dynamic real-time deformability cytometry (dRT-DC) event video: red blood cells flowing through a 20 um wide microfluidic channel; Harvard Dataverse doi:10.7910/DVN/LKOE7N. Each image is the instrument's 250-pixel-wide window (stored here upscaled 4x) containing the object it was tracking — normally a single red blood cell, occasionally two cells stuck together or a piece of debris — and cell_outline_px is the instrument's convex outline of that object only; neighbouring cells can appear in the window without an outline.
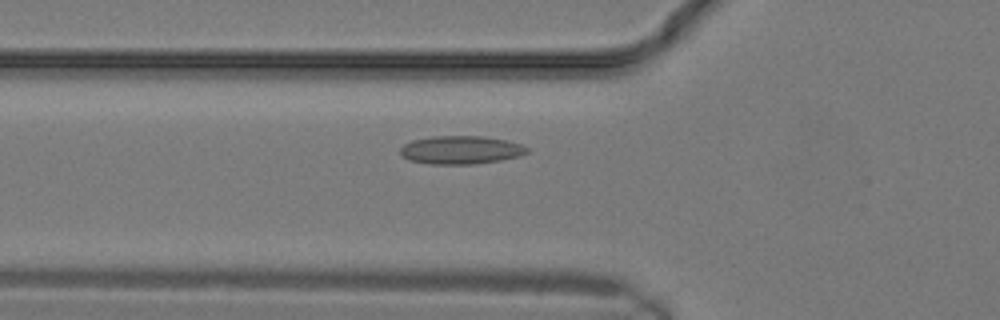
{"species": "common noctule bat (a hibernating species)", "species_latin": "Nyctalus noctula", "temperature_condition": "warm", "stored_images_in_passage": 6, "camera_frame_rate_fps": 3000, "um_per_image_px": 0.085, "animal": {"sex": "male", "body_mass_g": 19.2, "forearm_length_mm": 51.8}, "frame": {"image": 1, "passage_image": 4, "time_ms": 1.0, "image_size_px": [1000, 320], "cell_outline_px": [[528, 152], [520, 156], [500, 160], [472, 164], [428, 164], [408, 160], [400, 156], [400, 148], [404, 144], [412, 140], [432, 136], [480, 136], [504, 140], [520, 144], [528, 148]], "centroid_in_image_um": [39.11, 12.75], "position_along_channel_um": 86.7, "area_um2": 20.87}}
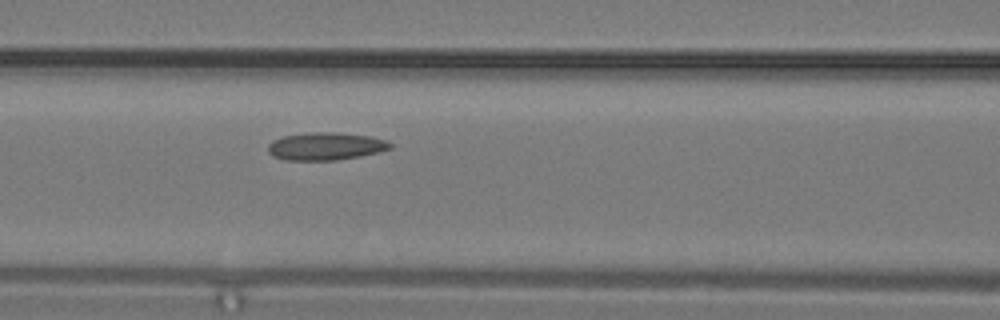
{"frame": {"image": 2, "passage_image": 6, "time_ms": 1.667, "image_size_px": [1000, 320], "cell_outline_px": [[392, 148], [380, 152], [360, 156], [336, 160], [284, 160], [272, 156], [268, 152], [268, 144], [272, 140], [284, 136], [308, 132], [332, 132], [372, 136], [388, 140], [392, 144]], "centroid_in_image_um": [27.69, 12.43], "position_along_channel_um": 138.9, "area_um2": 19.94}}